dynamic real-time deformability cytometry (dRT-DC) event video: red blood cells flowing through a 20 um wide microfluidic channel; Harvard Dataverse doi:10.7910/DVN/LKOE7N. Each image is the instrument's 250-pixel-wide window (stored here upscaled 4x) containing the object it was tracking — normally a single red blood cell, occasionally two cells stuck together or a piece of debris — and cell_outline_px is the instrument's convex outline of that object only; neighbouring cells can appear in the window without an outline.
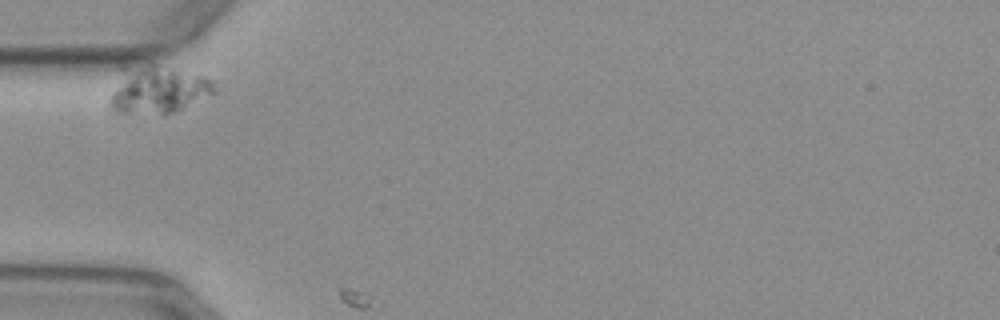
{"species": "common noctule bat (a hibernating species)", "species_latin": "Nyctalus noctula", "temperature_condition": "warm", "stored_images_in_passage": 2, "camera_frame_rate_fps": 3000, "um_per_image_px": 0.085, "animal": {"sex": "female", "body_mass_g": 29.2, "forearm_length_mm": 56.3}, "frame": {"image": 1, "passage_image": 1, "time_ms": 0.0, "image_size_px": [1000, 320], "cell_outline_px": [[220, 88], [216, 92], [176, 112], [164, 116], [120, 112], [112, 104], [112, 96], [120, 64], [156, 64], [204, 76]], "centroid_in_image_um": [13.44, 7.6], "position_along_channel_um": 71.6, "area_um2": 29.42}}